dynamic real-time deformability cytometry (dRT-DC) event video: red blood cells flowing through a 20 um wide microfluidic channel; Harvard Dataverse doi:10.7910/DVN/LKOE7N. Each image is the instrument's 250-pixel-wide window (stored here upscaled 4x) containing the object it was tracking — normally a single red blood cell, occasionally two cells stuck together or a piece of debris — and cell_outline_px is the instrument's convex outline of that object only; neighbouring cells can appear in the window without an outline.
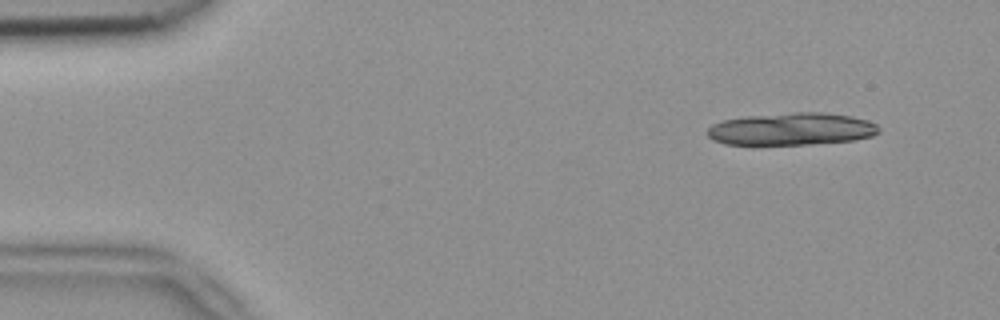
{"species": "common noctule bat (a hibernating species)", "species_latin": "Nyctalus noctula", "temperature_condition": "room temperature", "stored_images_in_passage": 3, "camera_frame_rate_fps": 3000, "um_per_image_px": 0.085, "animal": {"sex": "female", "body_mass_g": 18.4}, "frame": {"image": 1, "passage_image": 1, "time_ms": 0.0, "image_size_px": [1000, 320], "cell_outline_px": [[880, 132], [872, 136], [852, 140], [808, 144], [724, 144], [712, 140], [708, 136], [708, 128], [712, 124], [724, 120], [744, 116], [792, 112], [824, 112], [852, 116], [868, 120], [876, 124], [880, 128]], "centroid_in_image_um": [67.29, 10.95], "position_along_channel_um": 17.7, "area_um2": 32.43}}